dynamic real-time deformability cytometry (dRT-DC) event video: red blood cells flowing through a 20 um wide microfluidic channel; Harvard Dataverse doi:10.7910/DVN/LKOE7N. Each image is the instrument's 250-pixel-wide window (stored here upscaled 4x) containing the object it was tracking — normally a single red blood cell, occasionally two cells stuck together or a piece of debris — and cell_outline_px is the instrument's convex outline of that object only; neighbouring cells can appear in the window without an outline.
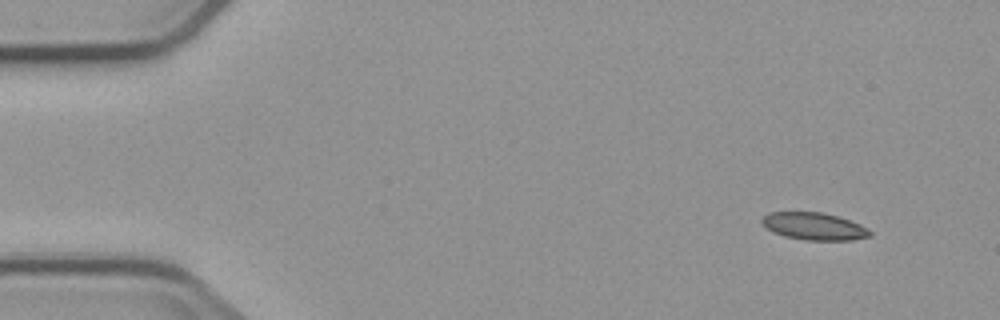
{"species": "common noctule bat (a hibernating species)", "species_latin": "Nyctalus noctula", "temperature_condition": "cold", "stored_images_in_passage": 3, "camera_frame_rate_fps": 3000, "um_per_image_px": 0.085, "animal": {"sex": "male", "body_mass_g": 23.1, "forearm_length_mm": 52.7}, "frame": {"image": 1, "passage_image": 1, "time_ms": 0.0, "image_size_px": [1000, 320], "cell_outline_px": [[872, 236], [852, 240], [804, 240], [784, 236], [772, 232], [764, 228], [760, 220], [768, 212], [820, 212], [836, 216], [860, 224], [868, 228], [872, 232]], "centroid_in_image_um": [69.17, 19.24], "position_along_channel_um": 15.8, "area_um2": 17.34}}